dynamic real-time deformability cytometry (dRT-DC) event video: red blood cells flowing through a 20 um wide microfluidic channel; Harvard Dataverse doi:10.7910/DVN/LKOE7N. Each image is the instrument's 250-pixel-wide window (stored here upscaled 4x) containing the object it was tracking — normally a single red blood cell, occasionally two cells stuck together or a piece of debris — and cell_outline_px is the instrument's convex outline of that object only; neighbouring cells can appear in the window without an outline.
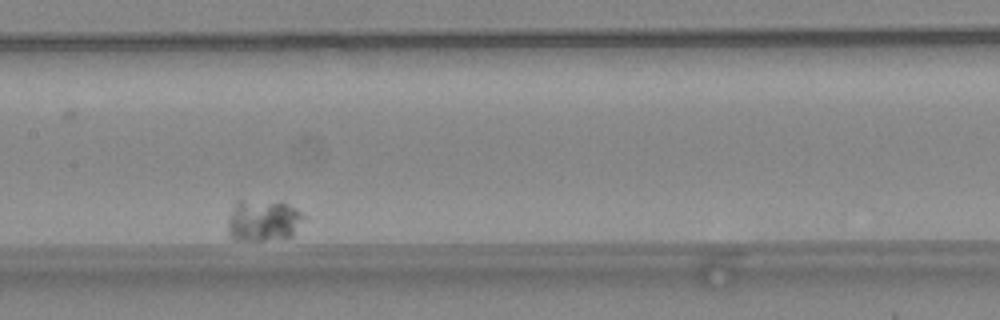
{"species": "common noctule bat (a hibernating species)", "species_latin": "Nyctalus noctula", "temperature_condition": "warm", "stored_images_in_passage": 48, "segment_of_instrument_passage": [2, 2], "camera_frame_rate_fps": 3000, "um_per_image_px": 0.085, "animal": {"sex": "female", "body_mass_g": 24.6, "forearm_length_mm": 56.2}, "frame": {"image": 1, "passage_image": 28, "time_ms": 9.0, "image_size_px": [1000, 320], "cell_outline_px": [[308, 220], [292, 236], [284, 240], [232, 240], [228, 236], [228, 220], [232, 208], [236, 200], [280, 200], [300, 212]], "centroid_in_image_um": [22.41, 18.75], "position_along_channel_um": 185.0, "area_um2": 19.25}}
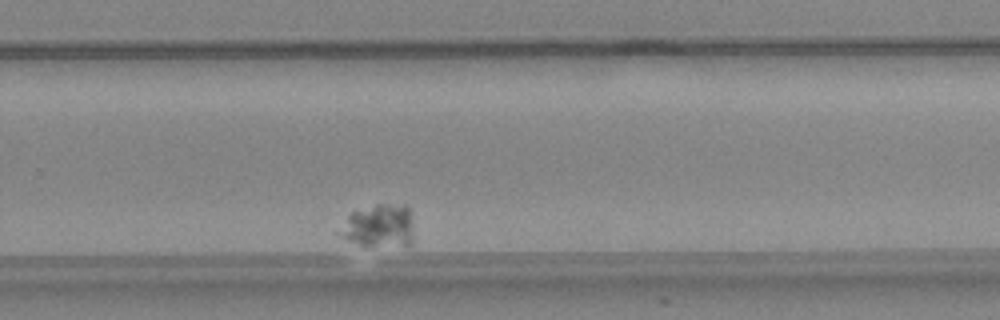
{"frame": {"image": 2, "passage_image": 40, "time_ms": 13.0, "image_size_px": [1000, 320], "cell_outline_px": [[412, 240], [408, 244], [368, 248], [364, 248], [348, 240], [336, 232], [348, 216], [352, 212], [376, 204], [404, 204], [408, 208], [412, 224]], "centroid_in_image_um": [32.17, 19.23], "position_along_channel_um": 297.6, "area_um2": 18.79}}
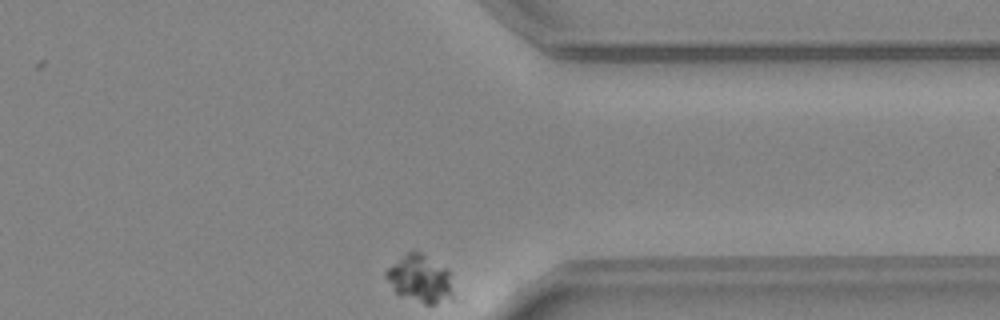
{"frame": {"image": 3, "passage_image": 48, "time_ms": 15.667, "image_size_px": [1000, 320], "cell_outline_px": [[452, 296], [436, 304], [424, 304], [396, 292], [384, 276], [384, 272], [388, 268], [408, 252], [420, 252], [448, 268], [452, 292]], "centroid_in_image_um": [35.7, 23.68], "position_along_channel_um": 375.7, "area_um2": 18.03}}